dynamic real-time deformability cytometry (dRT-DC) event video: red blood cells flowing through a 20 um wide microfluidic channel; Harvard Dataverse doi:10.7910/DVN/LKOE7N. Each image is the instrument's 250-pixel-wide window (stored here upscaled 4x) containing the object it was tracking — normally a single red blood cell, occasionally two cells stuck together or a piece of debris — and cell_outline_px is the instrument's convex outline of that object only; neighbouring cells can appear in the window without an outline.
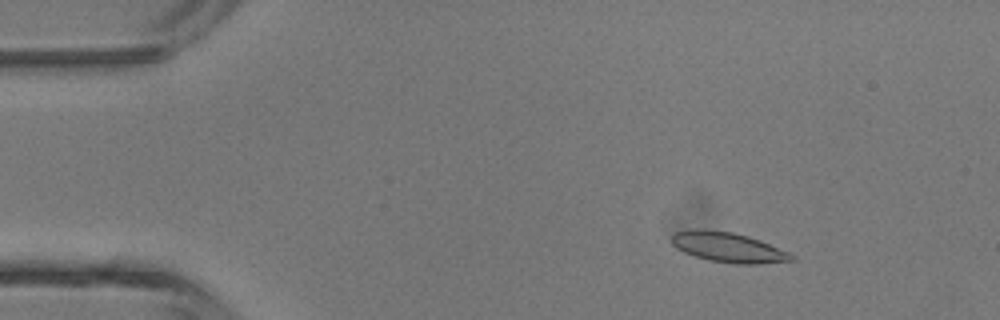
{"species": "common noctule bat (a hibernating species)", "species_latin": "Nyctalus noctula", "temperature_condition": "room temperature", "stored_images_in_passage": 4, "camera_frame_rate_fps": 3000, "um_per_image_px": 0.085, "animal": {"sex": "male", "body_mass_g": 13.3}, "frame": {"image": 1, "passage_image": 2, "time_ms": 1.333, "image_size_px": [1000, 320], "cell_outline_px": [[796, 260], [760, 264], [732, 264], [708, 260], [684, 252], [676, 248], [672, 244], [672, 236], [676, 232], [704, 228], [732, 232], [748, 236], [760, 240], [788, 252], [796, 256]], "centroid_in_image_um": [61.92, 21.03], "position_along_channel_um": 23.1, "area_um2": 20.98}}
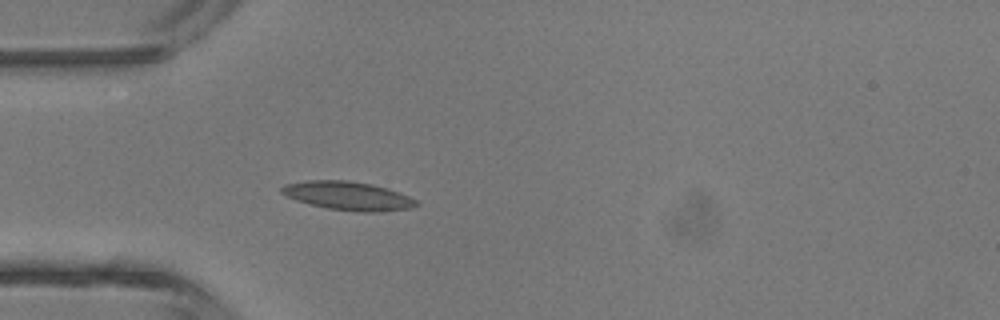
{"frame": {"image": 2, "passage_image": 4, "time_ms": 3.667, "image_size_px": [1000, 320], "cell_outline_px": [[420, 204], [412, 208], [380, 212], [360, 212], [328, 208], [296, 200], [280, 192], [280, 188], [284, 184], [308, 180], [348, 180], [372, 184], [388, 188], [408, 196], [416, 200]], "centroid_in_image_um": [29.61, 16.64], "position_along_channel_um": 55.4, "area_um2": 22.43}}